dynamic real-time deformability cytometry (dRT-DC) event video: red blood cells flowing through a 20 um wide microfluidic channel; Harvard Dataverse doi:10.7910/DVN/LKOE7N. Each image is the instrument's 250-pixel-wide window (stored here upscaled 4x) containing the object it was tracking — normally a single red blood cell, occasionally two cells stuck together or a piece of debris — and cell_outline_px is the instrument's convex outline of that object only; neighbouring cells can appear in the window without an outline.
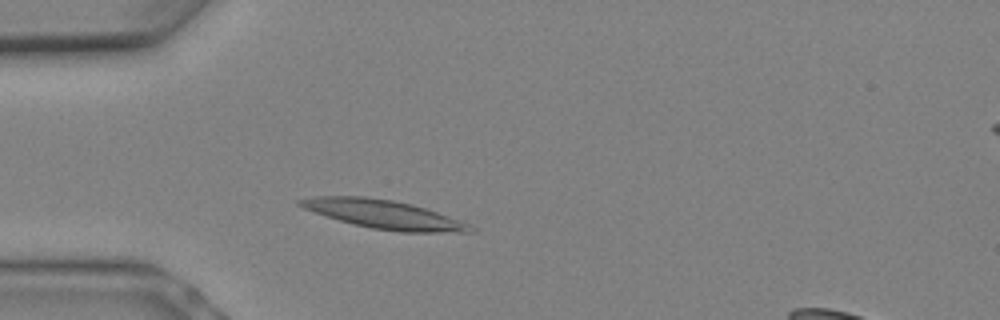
{"species": "Egyptian fruit bat (a non-hibernating species)", "species_latin": "Rousettus aegyptiacus", "temperature_condition": "warm", "stored_images_in_passage": 5, "camera_frame_rate_fps": 3000, "um_per_image_px": 0.085, "animal": {"sex": "female"}, "frame": {"image": 1, "passage_image": 3, "time_ms": 0.667, "image_size_px": [1000, 320], "cell_outline_px": [[476, 232], [400, 232], [372, 228], [340, 220], [304, 208], [296, 204], [296, 200], [312, 196], [364, 196], [392, 200], [412, 204], [436, 212], [468, 224], [476, 228]], "centroid_in_image_um": [32.61, 18.21], "position_along_channel_um": 52.4, "area_um2": 27.98}}